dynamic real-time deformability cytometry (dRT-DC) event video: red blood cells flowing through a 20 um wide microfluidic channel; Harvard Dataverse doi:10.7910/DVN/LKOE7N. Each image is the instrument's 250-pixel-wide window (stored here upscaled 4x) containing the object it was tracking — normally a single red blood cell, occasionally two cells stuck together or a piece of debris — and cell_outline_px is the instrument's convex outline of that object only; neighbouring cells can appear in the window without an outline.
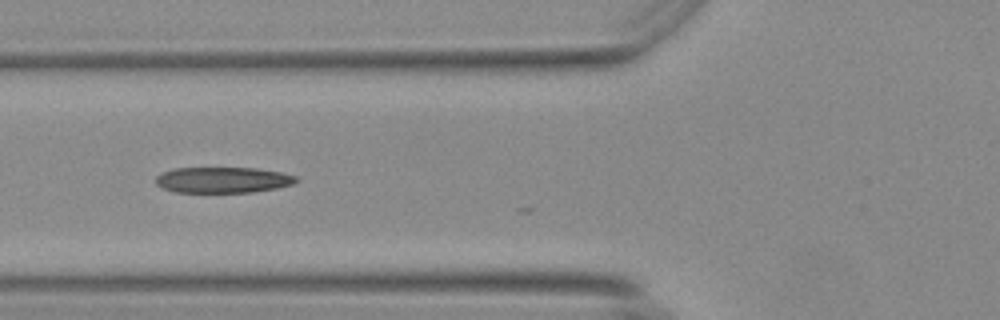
{"species": "Egyptian fruit bat (a non-hibernating species)", "species_latin": "Rousettus aegyptiacus", "temperature_condition": "warm", "stored_images_in_passage": 8, "camera_frame_rate_fps": 3000, "um_per_image_px": 0.085, "animal": {"sex": "female"}, "frame": {"image": 1, "passage_image": 2, "time_ms": 0.333, "image_size_px": [1000, 320], "cell_outline_px": [[300, 180], [292, 184], [276, 188], [252, 192], [176, 192], [164, 188], [156, 184], [156, 176], [172, 168], [256, 168], [280, 172], [296, 176]], "centroid_in_image_um": [18.95, 15.29], "position_along_channel_um": 106.8, "area_um2": 21.04}}
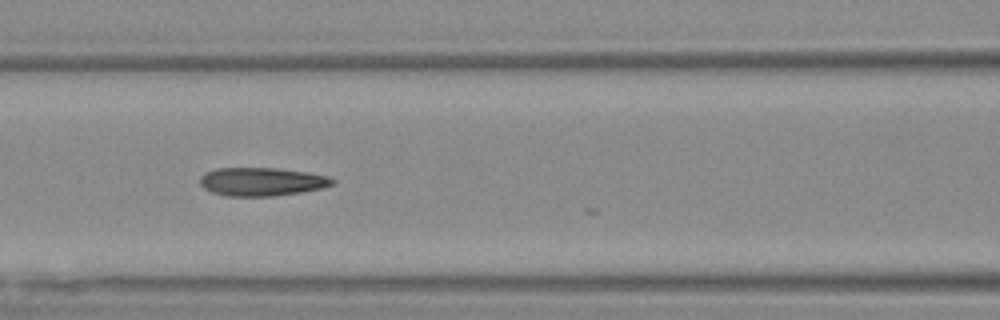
{"frame": {"image": 2, "passage_image": 5, "time_ms": 1.333, "image_size_px": [1000, 320], "cell_outline_px": [[336, 180], [332, 184], [320, 188], [300, 192], [272, 196], [224, 196], [212, 192], [204, 188], [200, 184], [200, 176], [216, 168], [276, 168], [308, 172], [328, 176]], "centroid_in_image_um": [22.23, 15.44], "position_along_channel_um": 144.4, "area_um2": 21.79}}